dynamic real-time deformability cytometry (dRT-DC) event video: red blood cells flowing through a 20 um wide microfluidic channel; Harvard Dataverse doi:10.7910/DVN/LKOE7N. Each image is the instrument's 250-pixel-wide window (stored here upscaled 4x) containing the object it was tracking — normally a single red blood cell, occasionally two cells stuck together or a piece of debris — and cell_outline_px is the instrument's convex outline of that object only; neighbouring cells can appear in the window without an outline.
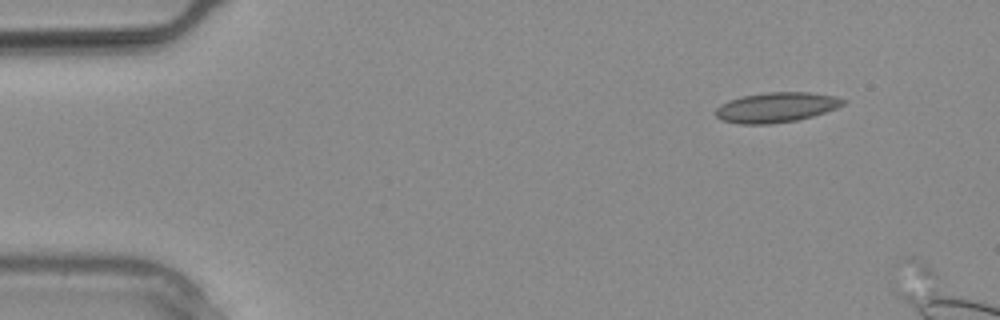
{"species": "common noctule bat (a hibernating species)", "species_latin": "Nyctalus noctula", "temperature_condition": "warm", "stored_images_in_passage": 7, "camera_frame_rate_fps": 3000, "um_per_image_px": 0.085, "animal": {"sex": "male", "body_mass_g": 20.4}, "frame": {"image": 1, "passage_image": 1, "time_ms": 0.0, "image_size_px": [1000, 320], "cell_outline_px": [[848, 100], [844, 104], [836, 108], [812, 116], [796, 120], [768, 124], [740, 124], [720, 120], [716, 116], [716, 108], [720, 104], [728, 100], [740, 96], [768, 92], [808, 92], [836, 96]], "centroid_in_image_um": [65.96, 9.12], "position_along_channel_um": 19.0, "area_um2": 22.37}}